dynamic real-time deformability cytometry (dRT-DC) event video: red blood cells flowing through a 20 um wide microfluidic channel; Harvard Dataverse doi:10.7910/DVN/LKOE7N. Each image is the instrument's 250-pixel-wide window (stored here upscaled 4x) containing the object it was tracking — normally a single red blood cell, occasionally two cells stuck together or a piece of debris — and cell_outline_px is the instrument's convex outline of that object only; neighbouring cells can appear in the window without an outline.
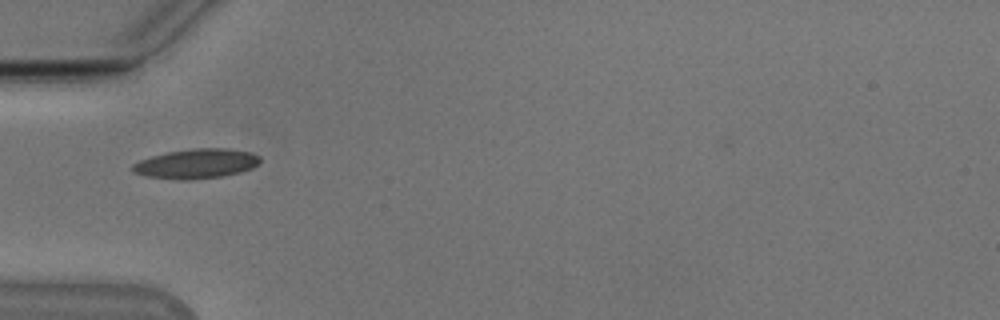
{"species": "Egyptian fruit bat (a non-hibernating species)", "species_latin": "Rousettus aegyptiacus", "temperature_condition": "cold", "stored_images_in_passage": 20, "camera_frame_rate_fps": 3000, "um_per_image_px": 0.085, "animal": {"sex": "male"}, "frame": {"image": 1, "passage_image": 1, "time_ms": 0.0, "image_size_px": [1000, 320], "cell_outline_px": [[260, 164], [252, 168], [220, 176], [188, 180], [176, 180], [148, 176], [132, 172], [132, 164], [140, 160], [152, 156], [168, 152], [196, 148], [228, 148], [252, 152], [260, 156]], "centroid_in_image_um": [16.7, 13.9], "position_along_channel_um": 68.3, "area_um2": 21.91}}
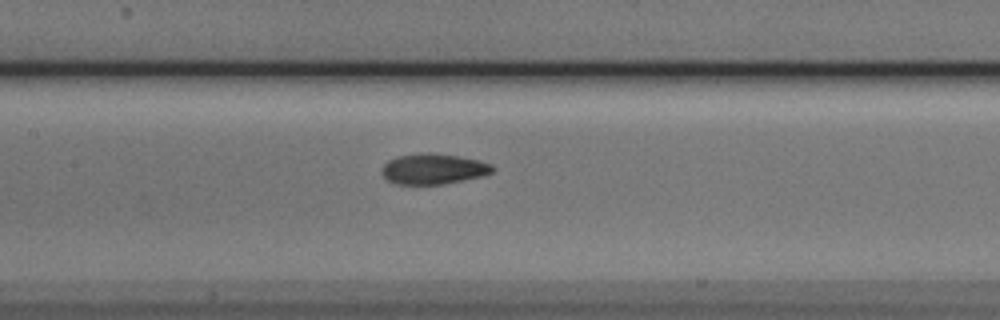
{"frame": {"image": 2, "passage_image": 9, "time_ms": 2.667, "image_size_px": [1000, 320], "cell_outline_px": [[496, 168], [492, 172], [484, 176], [440, 184], [396, 184], [388, 180], [380, 172], [380, 168], [388, 160], [396, 156], [420, 152], [432, 152], [456, 156], [476, 160], [492, 164]], "centroid_in_image_um": [36.8, 14.34], "position_along_channel_um": 170.6, "area_um2": 19.83}}
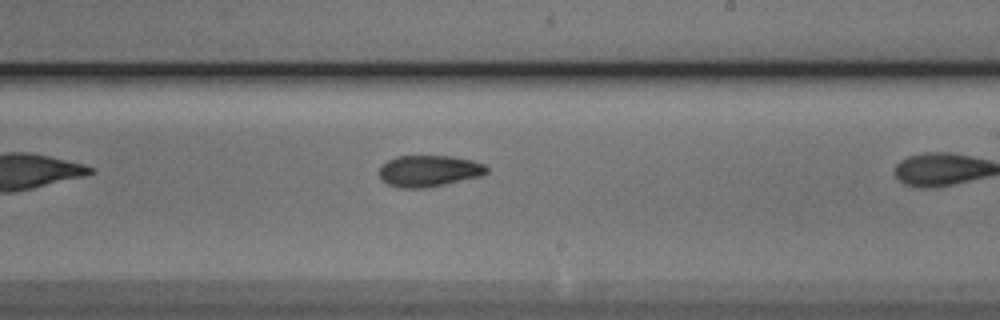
{"frame": {"image": 3, "passage_image": 12, "time_ms": 3.667, "image_size_px": [1000, 320], "cell_outline_px": [[488, 172], [480, 176], [444, 184], [424, 188], [400, 188], [388, 184], [380, 180], [380, 168], [388, 160], [396, 156], [448, 156], [472, 160], [484, 164], [488, 168]], "centroid_in_image_um": [36.45, 14.53], "position_along_channel_um": 252.6, "area_um2": 19.54}}